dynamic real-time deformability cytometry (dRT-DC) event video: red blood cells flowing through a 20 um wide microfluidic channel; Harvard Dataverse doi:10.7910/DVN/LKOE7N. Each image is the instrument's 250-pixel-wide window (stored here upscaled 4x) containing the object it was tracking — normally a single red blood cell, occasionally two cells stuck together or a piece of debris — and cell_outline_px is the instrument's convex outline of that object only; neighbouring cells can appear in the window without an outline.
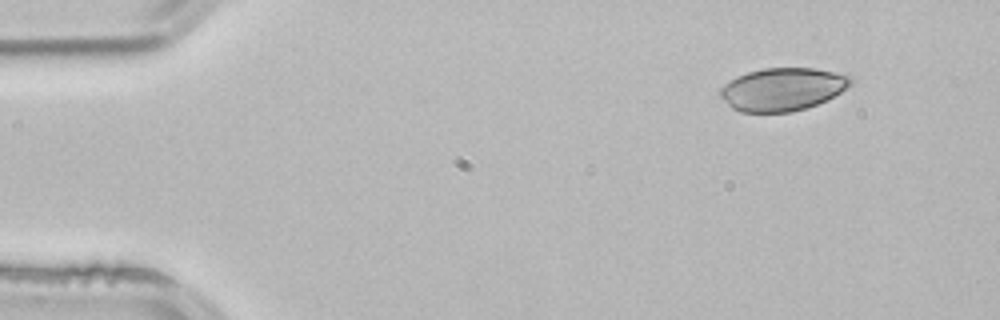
{"species": "common noctule bat (a hibernating species)", "species_latin": "Nyctalus noctula", "temperature_condition": "room temperature", "stored_images_in_passage": 3, "camera_frame_rate_fps": 3000, "um_per_image_px": 0.085, "animal": {"sex": "male", "body_mass_g": 21.5, "forearm_length_mm": 52.0}, "frame": {"image": 1, "passage_image": 1, "time_ms": 0.0, "image_size_px": [1000, 320], "cell_outline_px": [[852, 84], [840, 92], [816, 104], [792, 112], [740, 112], [732, 108], [720, 96], [720, 88], [724, 84], [736, 76], [748, 72], [764, 68], [812, 68], [852, 76]], "centroid_in_image_um": [66.48, 7.58], "position_along_channel_um": 18.5, "area_um2": 32.31}}